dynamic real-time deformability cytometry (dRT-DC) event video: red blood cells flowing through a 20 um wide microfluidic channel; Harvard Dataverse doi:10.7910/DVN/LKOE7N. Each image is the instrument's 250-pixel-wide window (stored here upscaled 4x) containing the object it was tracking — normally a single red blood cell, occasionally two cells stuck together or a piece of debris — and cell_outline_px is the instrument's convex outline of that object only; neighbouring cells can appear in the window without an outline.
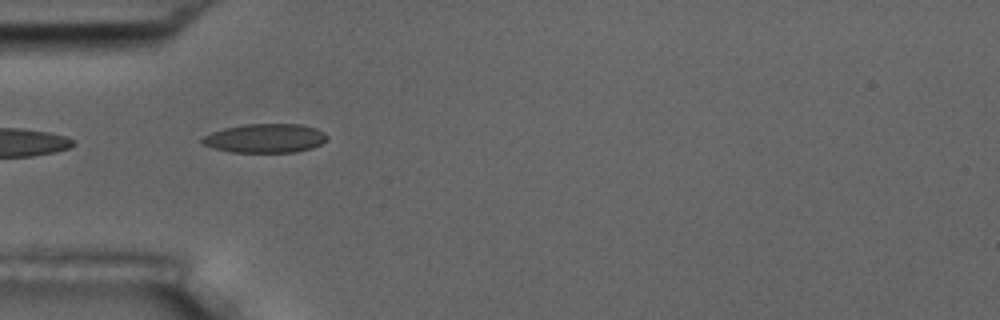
{"species": "common noctule bat (a hibernating species)", "species_latin": "Nyctalus noctula", "temperature_condition": "room temperature", "stored_images_in_passage": 6, "camera_frame_rate_fps": 3000, "um_per_image_px": 0.085, "animal": {"sex": "male", "body_mass_g": 17.5, "forearm_length_mm": 52.3}, "frame": {"image": 1, "passage_image": 5, "time_ms": 4.667, "image_size_px": [1000, 320], "cell_outline_px": [[328, 136], [320, 144], [312, 148], [296, 152], [232, 152], [212, 148], [200, 144], [200, 140], [204, 136], [212, 132], [224, 128], [244, 124], [304, 124], [316, 128], [324, 132]], "centroid_in_image_um": [22.52, 11.75], "position_along_channel_um": 62.5, "area_um2": 21.21}}